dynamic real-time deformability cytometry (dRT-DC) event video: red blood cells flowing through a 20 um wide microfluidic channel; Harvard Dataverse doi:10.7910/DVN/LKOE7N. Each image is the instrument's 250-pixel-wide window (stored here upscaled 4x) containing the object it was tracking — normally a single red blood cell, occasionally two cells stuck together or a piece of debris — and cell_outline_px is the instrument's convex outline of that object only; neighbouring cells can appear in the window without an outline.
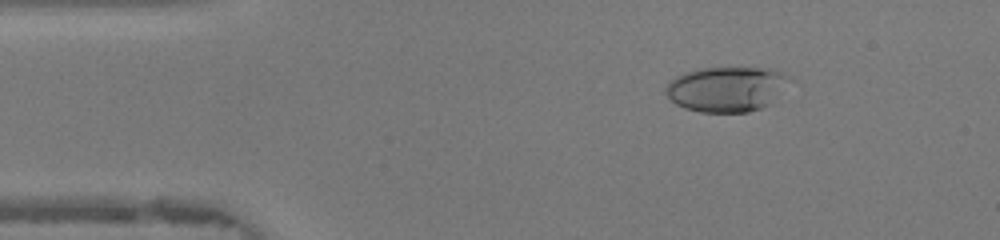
{"species": "human", "species_latin": "Homo sapiens", "temperature_condition": "warm", "stored_images_in_passage": 45, "camera_frame_rate_fps": 3000, "um_per_image_px": 0.085, "donor": {"sex": "female"}, "frame": {"image": 1, "passage_image": 6, "time_ms": 1.667, "image_size_px": [1000, 240], "cell_outline_px": [[792, 80], [768, 104], [760, 108], [748, 112], [700, 112], [684, 108], [676, 104], [664, 92], [664, 88], [676, 76], [684, 72], [696, 68], [768, 68], [780, 72], [788, 76]], "centroid_in_image_um": [61.72, 7.56], "position_along_channel_um": 23.3, "area_um2": 32.37}}
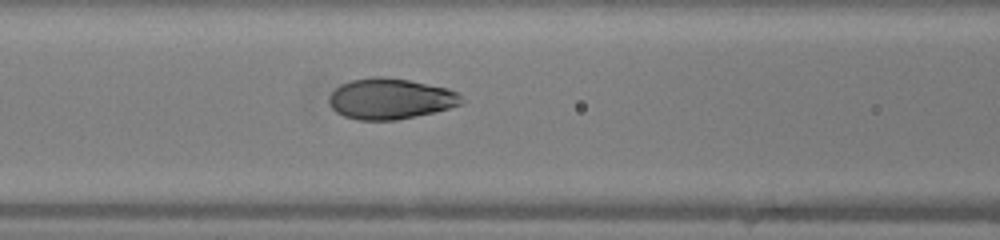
{"frame": {"image": 2, "passage_image": 18, "time_ms": 5.667, "image_size_px": [1000, 240], "cell_outline_px": [[460, 104], [448, 108], [416, 116], [396, 120], [356, 120], [344, 116], [336, 112], [328, 104], [328, 96], [340, 84], [352, 80], [372, 76], [384, 76], [408, 80], [448, 88], [456, 92], [460, 96]], "centroid_in_image_um": [33.11, 8.39], "position_along_channel_um": 133.5, "area_um2": 31.39}}
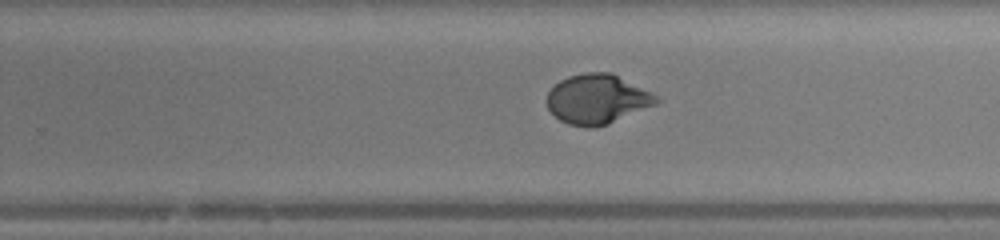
{"frame": {"image": 3, "passage_image": 28, "time_ms": 9.0, "image_size_px": [1000, 240], "cell_outline_px": [[664, 100], [656, 104], [608, 124], [588, 128], [568, 124], [560, 120], [548, 108], [548, 92], [560, 80], [568, 76], [584, 72], [612, 72], [652, 92]], "centroid_in_image_um": [50.8, 8.41], "position_along_channel_um": 279.0, "area_um2": 31.67}, "authors_computed_cell_mechanics": {"area_um2": 31.8478, "velocity_mm_per_s": 4.385, "shape_relaxation_time_tau1_ms": 6.2804, "shape_relaxation_time_tau2_ms": null, "deformation_change_tau1": 0.2945, "deformation_change_tau2": null}}